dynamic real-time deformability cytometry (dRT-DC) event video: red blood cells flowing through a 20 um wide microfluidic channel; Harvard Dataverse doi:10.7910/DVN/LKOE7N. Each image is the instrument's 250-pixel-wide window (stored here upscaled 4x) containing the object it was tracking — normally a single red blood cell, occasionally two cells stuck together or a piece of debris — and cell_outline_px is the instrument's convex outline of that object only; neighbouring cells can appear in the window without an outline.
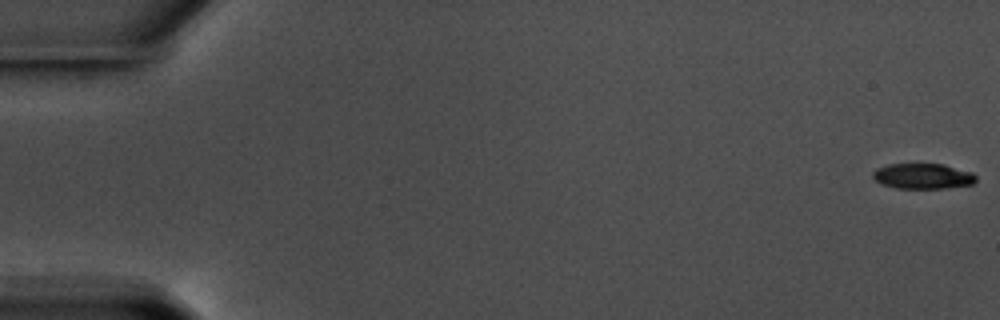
{"species": "common noctule bat (a hibernating species)", "species_latin": "Nyctalus noctula", "temperature_condition": "warm", "stored_images_in_passage": 59, "camera_frame_rate_fps": 3000, "um_per_image_px": 0.085, "animal": {"sex": "male", "body_mass_g": 17.5, "forearm_length_mm": 52.3}, "frame": {"image": 1, "passage_image": 1, "time_ms": 0.0, "image_size_px": [1000, 320], "cell_outline_px": [[976, 180], [972, 184], [948, 188], [896, 188], [880, 184], [872, 176], [872, 172], [876, 168], [888, 164], [944, 164], [972, 172], [976, 176]], "centroid_in_image_um": [78.43, 14.97], "position_along_channel_um": 6.6, "area_um2": 15.37}}
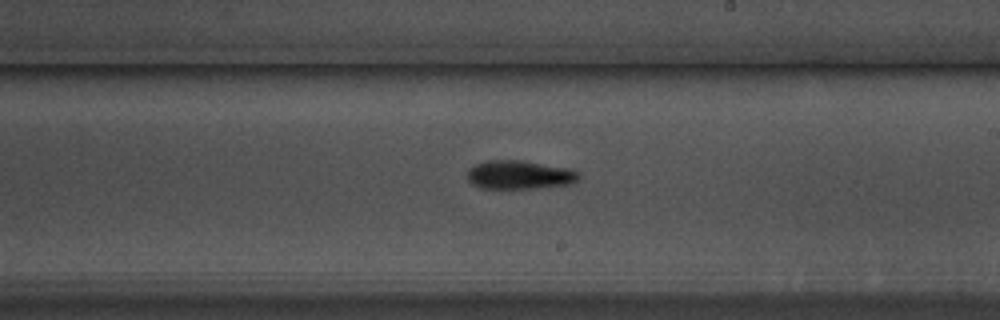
{"frame": {"image": 2, "passage_image": 35, "time_ms": 11.333, "image_size_px": [1000, 320], "cell_outline_px": [[580, 176], [572, 184], [536, 188], [480, 188], [472, 184], [468, 180], [468, 168], [476, 164], [488, 160], [520, 160], [568, 168], [580, 172]], "centroid_in_image_um": [44.15, 14.86], "position_along_channel_um": 244.8, "area_um2": 18.61}}
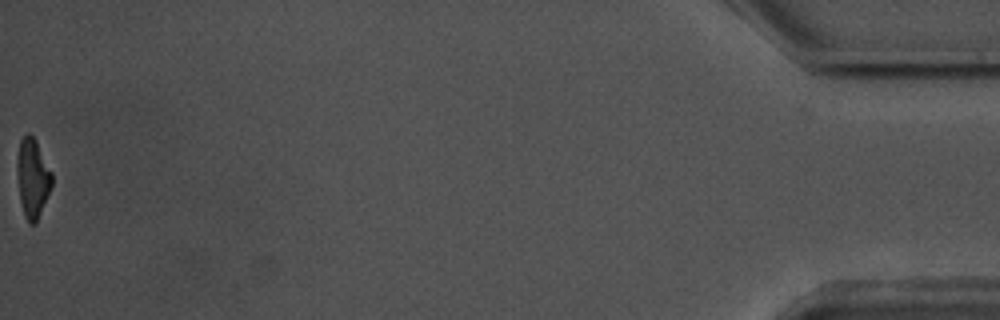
{"frame": {"image": 3, "passage_image": 59, "time_ms": 19.333, "image_size_px": [1000, 320], "cell_outline_px": [[52, 184], [36, 224], [28, 224], [24, 216], [20, 200], [16, 172], [16, 160], [20, 140], [24, 132], [28, 132], [36, 140], [52, 172]], "centroid_in_image_um": [2.75, 15.11], "position_along_channel_um": 432.5, "area_um2": 16.3}, "authors_computed_cell_mechanics": {"area_um2": 17.1666, "velocity_mm_per_s": 3.5644, "shape_relaxation_time_tau1_ms": 3.1735, "shape_relaxation_time_tau2_ms": 4.9909, "deformation_change_tau1": 0.1753, "deformation_change_tau2": 0.1486}}